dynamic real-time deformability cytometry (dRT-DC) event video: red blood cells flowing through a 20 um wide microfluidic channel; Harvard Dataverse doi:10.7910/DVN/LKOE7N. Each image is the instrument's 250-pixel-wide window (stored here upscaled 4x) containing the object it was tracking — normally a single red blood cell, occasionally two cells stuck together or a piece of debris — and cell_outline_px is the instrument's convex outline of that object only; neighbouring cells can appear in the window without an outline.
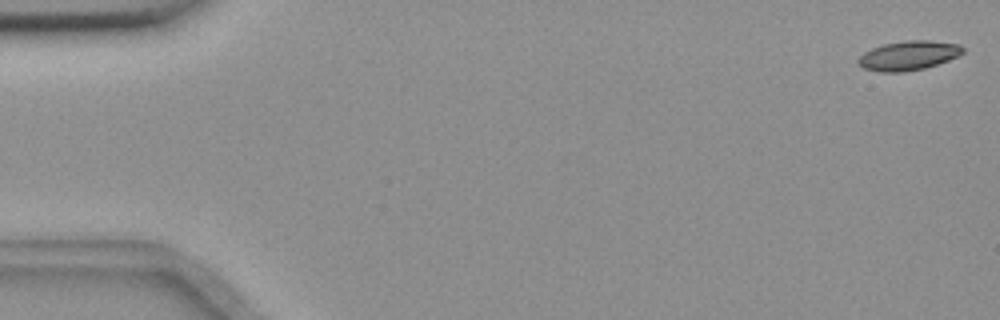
{"species": "common noctule bat (a hibernating species)", "species_latin": "Nyctalus noctula", "temperature_condition": "room temperature", "stored_images_in_passage": 5, "camera_frame_rate_fps": 3000, "um_per_image_px": 0.085, "animal": {"sex": "female", "body_mass_g": 18.4}, "frame": {"image": 1, "passage_image": 1, "time_ms": 0.0, "image_size_px": [1000, 320], "cell_outline_px": [[964, 52], [948, 60], [924, 68], [900, 72], [880, 72], [864, 68], [856, 60], [864, 52], [872, 48], [884, 44], [908, 40], [928, 40], [960, 44], [964, 48]], "centroid_in_image_um": [77.22, 4.71], "position_along_channel_um": 7.8, "area_um2": 17.69}}
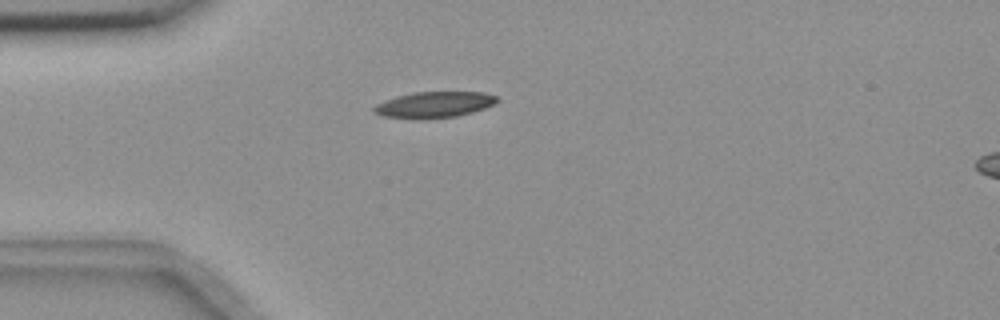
{"frame": {"image": 2, "passage_image": 5, "time_ms": 1.333, "image_size_px": [1000, 320], "cell_outline_px": [[500, 100], [496, 104], [472, 112], [456, 116], [420, 120], [384, 116], [372, 112], [372, 108], [376, 104], [384, 100], [396, 96], [412, 92], [484, 92], [496, 96]], "centroid_in_image_um": [36.89, 8.9], "position_along_channel_um": 48.1, "area_um2": 18.96}}